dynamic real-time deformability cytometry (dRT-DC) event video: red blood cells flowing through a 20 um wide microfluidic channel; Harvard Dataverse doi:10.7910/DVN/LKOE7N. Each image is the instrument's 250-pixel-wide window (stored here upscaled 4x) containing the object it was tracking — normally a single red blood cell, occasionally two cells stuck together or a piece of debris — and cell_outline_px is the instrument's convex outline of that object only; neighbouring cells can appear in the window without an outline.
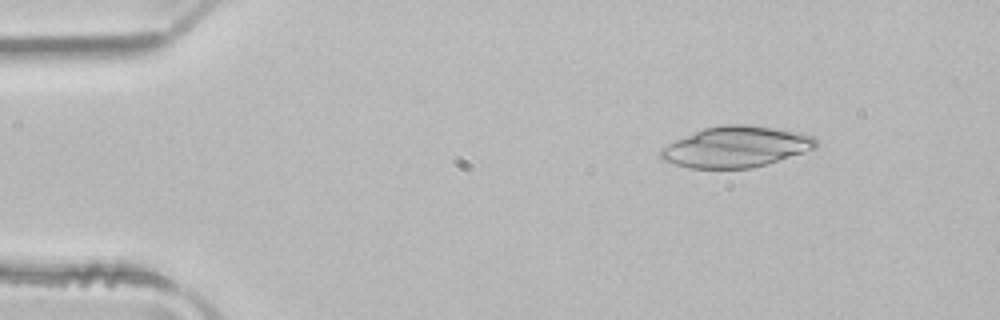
{"species": "common noctule bat (a hibernating species)", "species_latin": "Nyctalus noctula", "temperature_condition": "room temperature", "stored_images_in_passage": 4, "camera_frame_rate_fps": 3000, "um_per_image_px": 0.085, "animal": {"sex": "male", "body_mass_g": 21.5, "forearm_length_mm": 52.0}, "frame": {"image": 1, "passage_image": 2, "time_ms": 0.333, "image_size_px": [1000, 320], "cell_outline_px": [[816, 148], [768, 164], [752, 168], [688, 168], [660, 160], [660, 148], [676, 140], [704, 128], [720, 124], [744, 124], [800, 132], [812, 136], [816, 140]], "centroid_in_image_um": [62.53, 12.49], "position_along_channel_um": 22.5, "area_um2": 36.93}}